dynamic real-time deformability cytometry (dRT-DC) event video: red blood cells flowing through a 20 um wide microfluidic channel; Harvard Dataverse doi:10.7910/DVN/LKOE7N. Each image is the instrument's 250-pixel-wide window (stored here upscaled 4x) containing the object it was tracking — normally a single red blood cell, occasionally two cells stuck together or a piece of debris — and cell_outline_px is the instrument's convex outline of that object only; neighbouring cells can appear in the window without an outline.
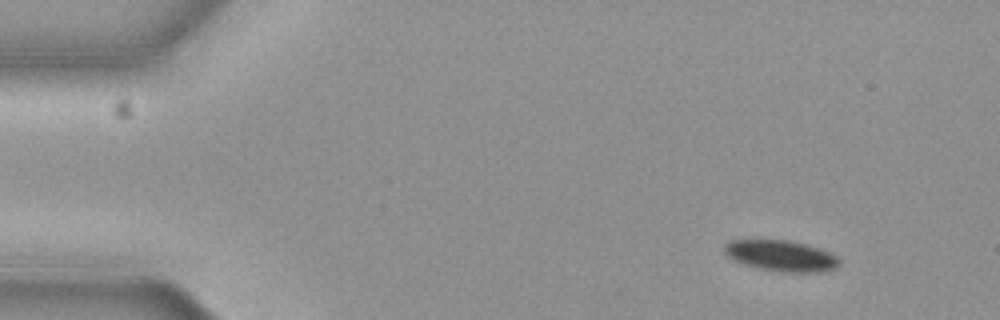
{"species": "common noctule bat (a hibernating species)", "species_latin": "Nyctalus noctula", "temperature_condition": "cold", "stored_images_in_passage": 10, "camera_frame_rate_fps": 3000, "um_per_image_px": 0.085, "animal": {"sex": "female", "body_mass_g": 19.3, "forearm_length_mm": 54.1}, "frame": {"image": 1, "passage_image": 1, "time_ms": 0.0, "image_size_px": [1000, 320], "cell_outline_px": [[840, 264], [836, 268], [824, 272], [780, 272], [756, 268], [732, 260], [724, 252], [724, 244], [728, 240], [788, 240], [804, 244], [828, 252], [836, 256], [840, 260]], "centroid_in_image_um": [66.36, 21.75], "position_along_channel_um": 18.6, "area_um2": 20.81}}